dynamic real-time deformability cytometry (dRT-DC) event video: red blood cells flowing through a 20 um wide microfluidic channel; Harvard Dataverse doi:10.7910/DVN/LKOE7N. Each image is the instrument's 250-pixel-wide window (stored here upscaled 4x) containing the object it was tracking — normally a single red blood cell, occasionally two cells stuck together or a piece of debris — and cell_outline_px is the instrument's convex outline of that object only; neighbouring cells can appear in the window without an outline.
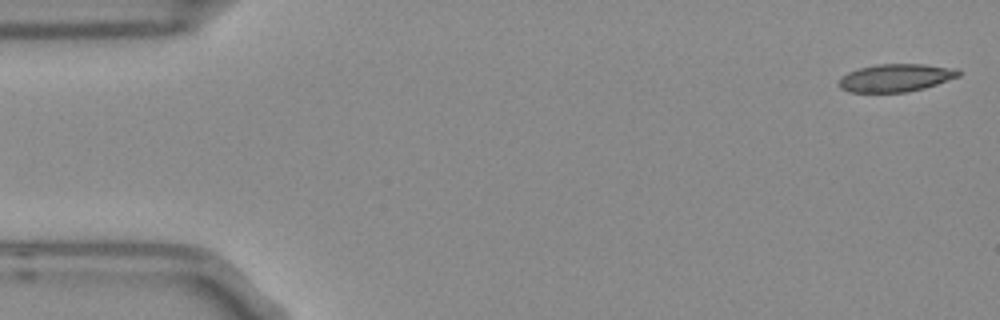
{"species": "Egyptian fruit bat (a non-hibernating species)", "species_latin": "Rousettus aegyptiacus", "temperature_condition": "room temperature", "stored_images_in_passage": 4, "camera_frame_rate_fps": 3000, "um_per_image_px": 0.085, "frame": {"image": 1, "passage_image": 1, "time_ms": 0.0, "image_size_px": [1000, 320], "cell_outline_px": [[960, 76], [924, 88], [908, 92], [848, 92], [840, 88], [836, 84], [840, 76], [848, 72], [860, 68], [876, 64], [924, 64], [956, 68], [960, 72]], "centroid_in_image_um": [76.09, 6.61], "position_along_channel_um": 8.9, "area_um2": 19.54}}
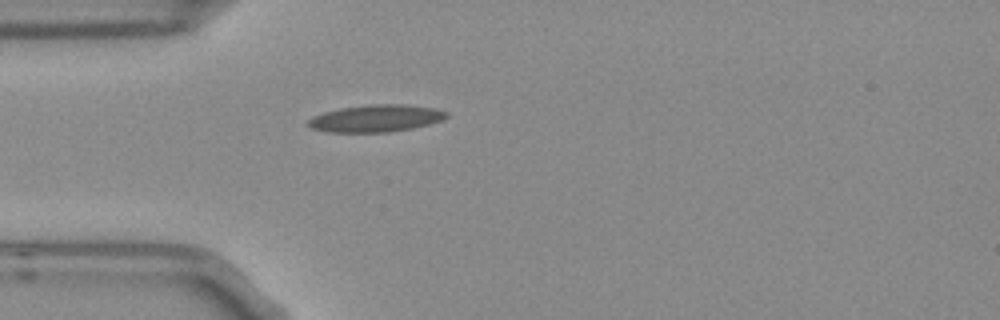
{"frame": {"image": 2, "passage_image": 4, "time_ms": 1.0, "image_size_px": [1000, 320], "cell_outline_px": [[448, 116], [440, 120], [428, 124], [412, 128], [388, 132], [324, 132], [308, 128], [304, 124], [312, 116], [324, 112], [340, 108], [372, 104], [404, 104], [436, 108], [448, 112]], "centroid_in_image_um": [31.88, 10.06], "position_along_channel_um": 53.1, "area_um2": 22.08}}